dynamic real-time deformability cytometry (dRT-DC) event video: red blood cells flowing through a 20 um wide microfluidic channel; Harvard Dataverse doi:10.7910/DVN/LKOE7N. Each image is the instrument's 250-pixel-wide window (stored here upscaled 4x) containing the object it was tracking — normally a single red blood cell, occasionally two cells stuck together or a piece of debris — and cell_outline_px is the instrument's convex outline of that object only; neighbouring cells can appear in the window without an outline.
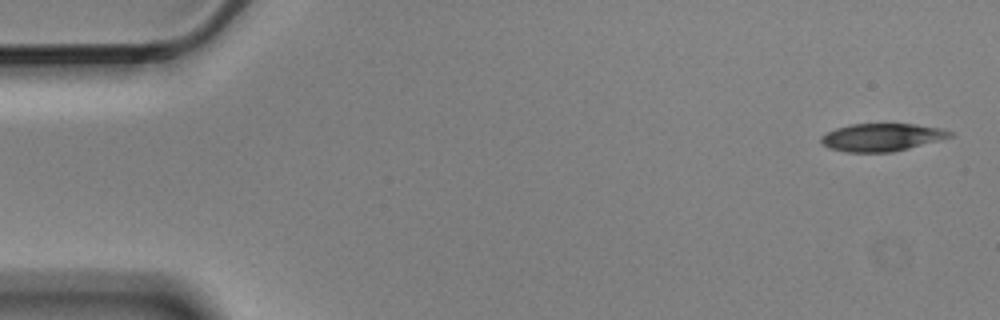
{"species": "Egyptian fruit bat (a non-hibernating species)", "species_latin": "Rousettus aegyptiacus", "temperature_condition": "cold", "stored_images_in_passage": 3, "camera_frame_rate_fps": 3000, "um_per_image_px": 0.085, "animal": {"sex": "male"}, "frame": {"image": 1, "passage_image": 1, "time_ms": 0.0, "image_size_px": [1000, 320], "cell_outline_px": [[952, 136], [908, 148], [892, 152], [848, 152], [828, 148], [820, 140], [820, 136], [836, 128], [852, 124], [916, 124], [940, 128], [952, 132]], "centroid_in_image_um": [74.91, 11.66], "position_along_channel_um": 10.1, "area_um2": 20.52}}